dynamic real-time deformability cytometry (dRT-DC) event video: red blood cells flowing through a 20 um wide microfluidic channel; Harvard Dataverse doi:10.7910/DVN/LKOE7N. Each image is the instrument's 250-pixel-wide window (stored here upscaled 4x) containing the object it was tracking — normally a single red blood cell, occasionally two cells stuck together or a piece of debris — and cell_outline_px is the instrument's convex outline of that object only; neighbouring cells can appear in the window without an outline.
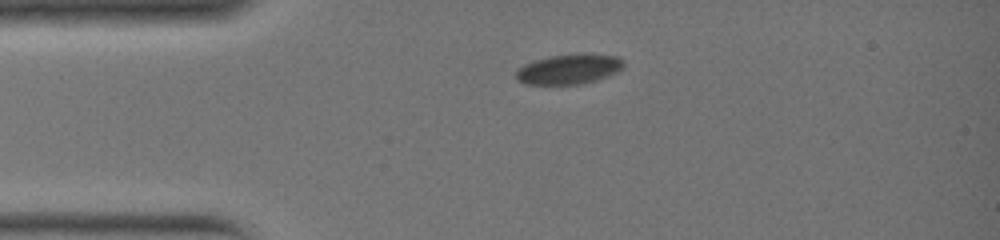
{"species": "common noctule bat (a hibernating species)", "species_latin": "Nyctalus noctula", "temperature_condition": "warm", "stored_images_in_passage": 29, "camera_frame_rate_fps": 3000, "um_per_image_px": 0.085, "animal": {"sex": "female", "body_mass_g": 19.0, "forearm_length_mm": 51.5}, "frame": {"image": 1, "passage_image": 1, "time_ms": 0.0, "image_size_px": [1000, 240], "cell_outline_px": [[624, 68], [608, 76], [596, 80], [580, 84], [524, 84], [516, 80], [516, 72], [524, 64], [536, 60], [552, 56], [580, 52], [616, 56], [624, 60]], "centroid_in_image_um": [48.39, 5.86], "position_along_channel_um": 36.6, "area_um2": 18.96}}
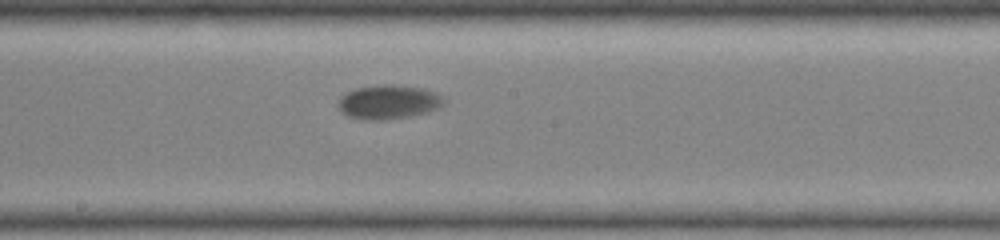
{"frame": {"image": 2, "passage_image": 13, "time_ms": 4.0, "image_size_px": [1000, 240], "cell_outline_px": [[444, 104], [440, 108], [428, 112], [412, 116], [384, 120], [360, 120], [348, 116], [340, 112], [336, 104], [340, 96], [356, 88], [384, 84], [392, 84], [424, 88], [436, 92], [444, 96]], "centroid_in_image_um": [33.02, 8.68], "position_along_channel_um": 215.2, "area_um2": 21.5}}
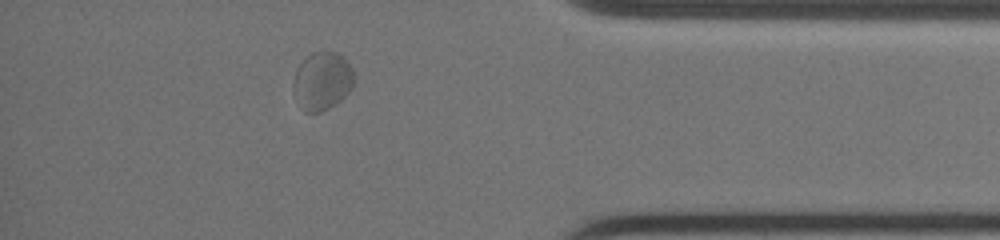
{"frame": {"image": 3, "passage_image": 25, "time_ms": 8.0, "image_size_px": [1000, 240], "cell_outline_px": [[356, 76], [352, 88], [340, 100], [328, 108], [320, 112], [304, 112], [292, 92], [292, 84], [296, 68], [312, 52], [336, 52], [348, 60]], "centroid_in_image_um": [27.39, 6.88], "position_along_channel_um": 407.8, "area_um2": 20.75}}